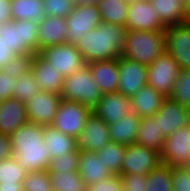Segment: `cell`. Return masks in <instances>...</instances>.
Segmentation results:
<instances>
[{
	"label": "cell",
	"instance_id": "1",
	"mask_svg": "<svg viewBox=\"0 0 190 191\" xmlns=\"http://www.w3.org/2000/svg\"><path fill=\"white\" fill-rule=\"evenodd\" d=\"M9 138L12 156L26 172L48 169L51 158L43 143V126L27 121Z\"/></svg>",
	"mask_w": 190,
	"mask_h": 191
},
{
	"label": "cell",
	"instance_id": "2",
	"mask_svg": "<svg viewBox=\"0 0 190 191\" xmlns=\"http://www.w3.org/2000/svg\"><path fill=\"white\" fill-rule=\"evenodd\" d=\"M125 26L101 21L75 44L86 63L120 57L126 37Z\"/></svg>",
	"mask_w": 190,
	"mask_h": 191
},
{
	"label": "cell",
	"instance_id": "3",
	"mask_svg": "<svg viewBox=\"0 0 190 191\" xmlns=\"http://www.w3.org/2000/svg\"><path fill=\"white\" fill-rule=\"evenodd\" d=\"M165 46V31L127 30L120 56L148 66L166 51Z\"/></svg>",
	"mask_w": 190,
	"mask_h": 191
},
{
	"label": "cell",
	"instance_id": "4",
	"mask_svg": "<svg viewBox=\"0 0 190 191\" xmlns=\"http://www.w3.org/2000/svg\"><path fill=\"white\" fill-rule=\"evenodd\" d=\"M38 23L12 20L0 24V38L15 55L38 53Z\"/></svg>",
	"mask_w": 190,
	"mask_h": 191
},
{
	"label": "cell",
	"instance_id": "5",
	"mask_svg": "<svg viewBox=\"0 0 190 191\" xmlns=\"http://www.w3.org/2000/svg\"><path fill=\"white\" fill-rule=\"evenodd\" d=\"M60 96L64 100L79 102L91 109L99 103L102 93L92 80L88 64L64 78Z\"/></svg>",
	"mask_w": 190,
	"mask_h": 191
},
{
	"label": "cell",
	"instance_id": "6",
	"mask_svg": "<svg viewBox=\"0 0 190 191\" xmlns=\"http://www.w3.org/2000/svg\"><path fill=\"white\" fill-rule=\"evenodd\" d=\"M180 72L175 59L167 51H164L147 66V85L166 98L170 97Z\"/></svg>",
	"mask_w": 190,
	"mask_h": 191
},
{
	"label": "cell",
	"instance_id": "7",
	"mask_svg": "<svg viewBox=\"0 0 190 191\" xmlns=\"http://www.w3.org/2000/svg\"><path fill=\"white\" fill-rule=\"evenodd\" d=\"M92 113V109L75 101L62 99L52 127L74 138L84 129L85 122Z\"/></svg>",
	"mask_w": 190,
	"mask_h": 191
},
{
	"label": "cell",
	"instance_id": "8",
	"mask_svg": "<svg viewBox=\"0 0 190 191\" xmlns=\"http://www.w3.org/2000/svg\"><path fill=\"white\" fill-rule=\"evenodd\" d=\"M38 53L64 78L87 64L76 46L71 43L48 46Z\"/></svg>",
	"mask_w": 190,
	"mask_h": 191
},
{
	"label": "cell",
	"instance_id": "9",
	"mask_svg": "<svg viewBox=\"0 0 190 191\" xmlns=\"http://www.w3.org/2000/svg\"><path fill=\"white\" fill-rule=\"evenodd\" d=\"M62 98L59 94L39 90L25 104L26 118L40 126H51Z\"/></svg>",
	"mask_w": 190,
	"mask_h": 191
},
{
	"label": "cell",
	"instance_id": "10",
	"mask_svg": "<svg viewBox=\"0 0 190 191\" xmlns=\"http://www.w3.org/2000/svg\"><path fill=\"white\" fill-rule=\"evenodd\" d=\"M69 32L66 34L67 43L75 45L87 32L101 22L100 12L96 5H75L65 18Z\"/></svg>",
	"mask_w": 190,
	"mask_h": 191
},
{
	"label": "cell",
	"instance_id": "11",
	"mask_svg": "<svg viewBox=\"0 0 190 191\" xmlns=\"http://www.w3.org/2000/svg\"><path fill=\"white\" fill-rule=\"evenodd\" d=\"M166 51L175 59L181 71L190 70V25H167L165 27Z\"/></svg>",
	"mask_w": 190,
	"mask_h": 191
},
{
	"label": "cell",
	"instance_id": "12",
	"mask_svg": "<svg viewBox=\"0 0 190 191\" xmlns=\"http://www.w3.org/2000/svg\"><path fill=\"white\" fill-rule=\"evenodd\" d=\"M161 162L160 153L139 144L127 145L120 174L147 175Z\"/></svg>",
	"mask_w": 190,
	"mask_h": 191
},
{
	"label": "cell",
	"instance_id": "13",
	"mask_svg": "<svg viewBox=\"0 0 190 191\" xmlns=\"http://www.w3.org/2000/svg\"><path fill=\"white\" fill-rule=\"evenodd\" d=\"M161 162L174 166H187L190 162V125L176 129L165 138L160 153Z\"/></svg>",
	"mask_w": 190,
	"mask_h": 191
},
{
	"label": "cell",
	"instance_id": "14",
	"mask_svg": "<svg viewBox=\"0 0 190 191\" xmlns=\"http://www.w3.org/2000/svg\"><path fill=\"white\" fill-rule=\"evenodd\" d=\"M108 124L93 112L85 122L84 129L75 138L76 150L97 152L111 141Z\"/></svg>",
	"mask_w": 190,
	"mask_h": 191
},
{
	"label": "cell",
	"instance_id": "15",
	"mask_svg": "<svg viewBox=\"0 0 190 191\" xmlns=\"http://www.w3.org/2000/svg\"><path fill=\"white\" fill-rule=\"evenodd\" d=\"M117 63L119 71L118 92L131 97L147 84V66L122 56L117 58Z\"/></svg>",
	"mask_w": 190,
	"mask_h": 191
},
{
	"label": "cell",
	"instance_id": "16",
	"mask_svg": "<svg viewBox=\"0 0 190 191\" xmlns=\"http://www.w3.org/2000/svg\"><path fill=\"white\" fill-rule=\"evenodd\" d=\"M125 27L127 30L165 31L166 26L148 0H136L128 5Z\"/></svg>",
	"mask_w": 190,
	"mask_h": 191
},
{
	"label": "cell",
	"instance_id": "17",
	"mask_svg": "<svg viewBox=\"0 0 190 191\" xmlns=\"http://www.w3.org/2000/svg\"><path fill=\"white\" fill-rule=\"evenodd\" d=\"M154 117L158 119L160 134L165 138L176 129L190 125V109L170 97L165 98Z\"/></svg>",
	"mask_w": 190,
	"mask_h": 191
},
{
	"label": "cell",
	"instance_id": "18",
	"mask_svg": "<svg viewBox=\"0 0 190 191\" xmlns=\"http://www.w3.org/2000/svg\"><path fill=\"white\" fill-rule=\"evenodd\" d=\"M92 112L109 125L132 112L130 97L124 96L118 91L102 94Z\"/></svg>",
	"mask_w": 190,
	"mask_h": 191
},
{
	"label": "cell",
	"instance_id": "19",
	"mask_svg": "<svg viewBox=\"0 0 190 191\" xmlns=\"http://www.w3.org/2000/svg\"><path fill=\"white\" fill-rule=\"evenodd\" d=\"M30 70L39 83L40 90L61 94L63 75L58 74V71L39 53L33 55Z\"/></svg>",
	"mask_w": 190,
	"mask_h": 191
},
{
	"label": "cell",
	"instance_id": "20",
	"mask_svg": "<svg viewBox=\"0 0 190 191\" xmlns=\"http://www.w3.org/2000/svg\"><path fill=\"white\" fill-rule=\"evenodd\" d=\"M87 64L92 73V80L102 94L118 91L119 71L117 58L92 61Z\"/></svg>",
	"mask_w": 190,
	"mask_h": 191
},
{
	"label": "cell",
	"instance_id": "21",
	"mask_svg": "<svg viewBox=\"0 0 190 191\" xmlns=\"http://www.w3.org/2000/svg\"><path fill=\"white\" fill-rule=\"evenodd\" d=\"M68 32L65 18L45 16L38 23V52L48 46L67 43Z\"/></svg>",
	"mask_w": 190,
	"mask_h": 191
},
{
	"label": "cell",
	"instance_id": "22",
	"mask_svg": "<svg viewBox=\"0 0 190 191\" xmlns=\"http://www.w3.org/2000/svg\"><path fill=\"white\" fill-rule=\"evenodd\" d=\"M27 121L25 104L14 98L0 101V133L10 136Z\"/></svg>",
	"mask_w": 190,
	"mask_h": 191
},
{
	"label": "cell",
	"instance_id": "23",
	"mask_svg": "<svg viewBox=\"0 0 190 191\" xmlns=\"http://www.w3.org/2000/svg\"><path fill=\"white\" fill-rule=\"evenodd\" d=\"M78 173L86 186L113 175L96 152L84 150L79 151Z\"/></svg>",
	"mask_w": 190,
	"mask_h": 191
},
{
	"label": "cell",
	"instance_id": "24",
	"mask_svg": "<svg viewBox=\"0 0 190 191\" xmlns=\"http://www.w3.org/2000/svg\"><path fill=\"white\" fill-rule=\"evenodd\" d=\"M165 96L147 84L130 97L132 111L142 117H153L162 106Z\"/></svg>",
	"mask_w": 190,
	"mask_h": 191
},
{
	"label": "cell",
	"instance_id": "25",
	"mask_svg": "<svg viewBox=\"0 0 190 191\" xmlns=\"http://www.w3.org/2000/svg\"><path fill=\"white\" fill-rule=\"evenodd\" d=\"M165 25L183 24L187 22L189 8L184 0H148Z\"/></svg>",
	"mask_w": 190,
	"mask_h": 191
},
{
	"label": "cell",
	"instance_id": "26",
	"mask_svg": "<svg viewBox=\"0 0 190 191\" xmlns=\"http://www.w3.org/2000/svg\"><path fill=\"white\" fill-rule=\"evenodd\" d=\"M141 117L133 111L123 116L120 120L109 124L111 141L124 145L134 144L137 138Z\"/></svg>",
	"mask_w": 190,
	"mask_h": 191
},
{
	"label": "cell",
	"instance_id": "27",
	"mask_svg": "<svg viewBox=\"0 0 190 191\" xmlns=\"http://www.w3.org/2000/svg\"><path fill=\"white\" fill-rule=\"evenodd\" d=\"M43 143L49 151L51 159L76 151L75 138L54 129L52 126L43 127Z\"/></svg>",
	"mask_w": 190,
	"mask_h": 191
},
{
	"label": "cell",
	"instance_id": "28",
	"mask_svg": "<svg viewBox=\"0 0 190 191\" xmlns=\"http://www.w3.org/2000/svg\"><path fill=\"white\" fill-rule=\"evenodd\" d=\"M165 137L160 134L158 119L156 117H142L135 144L151 148L161 153Z\"/></svg>",
	"mask_w": 190,
	"mask_h": 191
},
{
	"label": "cell",
	"instance_id": "29",
	"mask_svg": "<svg viewBox=\"0 0 190 191\" xmlns=\"http://www.w3.org/2000/svg\"><path fill=\"white\" fill-rule=\"evenodd\" d=\"M11 19L40 22L44 17L42 0H11Z\"/></svg>",
	"mask_w": 190,
	"mask_h": 191
},
{
	"label": "cell",
	"instance_id": "30",
	"mask_svg": "<svg viewBox=\"0 0 190 191\" xmlns=\"http://www.w3.org/2000/svg\"><path fill=\"white\" fill-rule=\"evenodd\" d=\"M98 10L101 21L125 26L128 14V4L123 0H99Z\"/></svg>",
	"mask_w": 190,
	"mask_h": 191
},
{
	"label": "cell",
	"instance_id": "31",
	"mask_svg": "<svg viewBox=\"0 0 190 191\" xmlns=\"http://www.w3.org/2000/svg\"><path fill=\"white\" fill-rule=\"evenodd\" d=\"M52 191H86V184L78 172H47Z\"/></svg>",
	"mask_w": 190,
	"mask_h": 191
},
{
	"label": "cell",
	"instance_id": "32",
	"mask_svg": "<svg viewBox=\"0 0 190 191\" xmlns=\"http://www.w3.org/2000/svg\"><path fill=\"white\" fill-rule=\"evenodd\" d=\"M125 148L124 144L110 141L96 153L113 174L120 175Z\"/></svg>",
	"mask_w": 190,
	"mask_h": 191
},
{
	"label": "cell",
	"instance_id": "33",
	"mask_svg": "<svg viewBox=\"0 0 190 191\" xmlns=\"http://www.w3.org/2000/svg\"><path fill=\"white\" fill-rule=\"evenodd\" d=\"M146 191H173L171 166L160 164L147 174Z\"/></svg>",
	"mask_w": 190,
	"mask_h": 191
},
{
	"label": "cell",
	"instance_id": "34",
	"mask_svg": "<svg viewBox=\"0 0 190 191\" xmlns=\"http://www.w3.org/2000/svg\"><path fill=\"white\" fill-rule=\"evenodd\" d=\"M15 84L12 98L19 100L23 104H26L40 90L39 83L35 80L31 70L16 79Z\"/></svg>",
	"mask_w": 190,
	"mask_h": 191
},
{
	"label": "cell",
	"instance_id": "35",
	"mask_svg": "<svg viewBox=\"0 0 190 191\" xmlns=\"http://www.w3.org/2000/svg\"><path fill=\"white\" fill-rule=\"evenodd\" d=\"M26 173L13 156L0 161V184L23 182Z\"/></svg>",
	"mask_w": 190,
	"mask_h": 191
},
{
	"label": "cell",
	"instance_id": "36",
	"mask_svg": "<svg viewBox=\"0 0 190 191\" xmlns=\"http://www.w3.org/2000/svg\"><path fill=\"white\" fill-rule=\"evenodd\" d=\"M170 98L190 109V70L180 72Z\"/></svg>",
	"mask_w": 190,
	"mask_h": 191
},
{
	"label": "cell",
	"instance_id": "37",
	"mask_svg": "<svg viewBox=\"0 0 190 191\" xmlns=\"http://www.w3.org/2000/svg\"><path fill=\"white\" fill-rule=\"evenodd\" d=\"M22 185L24 191H52L47 170L27 172Z\"/></svg>",
	"mask_w": 190,
	"mask_h": 191
},
{
	"label": "cell",
	"instance_id": "38",
	"mask_svg": "<svg viewBox=\"0 0 190 191\" xmlns=\"http://www.w3.org/2000/svg\"><path fill=\"white\" fill-rule=\"evenodd\" d=\"M79 151L68 155L58 156L50 160L47 172H78Z\"/></svg>",
	"mask_w": 190,
	"mask_h": 191
},
{
	"label": "cell",
	"instance_id": "39",
	"mask_svg": "<svg viewBox=\"0 0 190 191\" xmlns=\"http://www.w3.org/2000/svg\"><path fill=\"white\" fill-rule=\"evenodd\" d=\"M32 57V54L16 55L1 70L12 78L18 79L22 74L30 70Z\"/></svg>",
	"mask_w": 190,
	"mask_h": 191
},
{
	"label": "cell",
	"instance_id": "40",
	"mask_svg": "<svg viewBox=\"0 0 190 191\" xmlns=\"http://www.w3.org/2000/svg\"><path fill=\"white\" fill-rule=\"evenodd\" d=\"M45 16L66 18L75 4L72 0H42Z\"/></svg>",
	"mask_w": 190,
	"mask_h": 191
},
{
	"label": "cell",
	"instance_id": "41",
	"mask_svg": "<svg viewBox=\"0 0 190 191\" xmlns=\"http://www.w3.org/2000/svg\"><path fill=\"white\" fill-rule=\"evenodd\" d=\"M172 190L190 191V169L187 166L171 167Z\"/></svg>",
	"mask_w": 190,
	"mask_h": 191
},
{
	"label": "cell",
	"instance_id": "42",
	"mask_svg": "<svg viewBox=\"0 0 190 191\" xmlns=\"http://www.w3.org/2000/svg\"><path fill=\"white\" fill-rule=\"evenodd\" d=\"M123 191H146L147 175L120 174Z\"/></svg>",
	"mask_w": 190,
	"mask_h": 191
},
{
	"label": "cell",
	"instance_id": "43",
	"mask_svg": "<svg viewBox=\"0 0 190 191\" xmlns=\"http://www.w3.org/2000/svg\"><path fill=\"white\" fill-rule=\"evenodd\" d=\"M86 191H123L120 175L113 174L102 181L87 185Z\"/></svg>",
	"mask_w": 190,
	"mask_h": 191
},
{
	"label": "cell",
	"instance_id": "44",
	"mask_svg": "<svg viewBox=\"0 0 190 191\" xmlns=\"http://www.w3.org/2000/svg\"><path fill=\"white\" fill-rule=\"evenodd\" d=\"M16 79L0 69V101L12 98Z\"/></svg>",
	"mask_w": 190,
	"mask_h": 191
},
{
	"label": "cell",
	"instance_id": "45",
	"mask_svg": "<svg viewBox=\"0 0 190 191\" xmlns=\"http://www.w3.org/2000/svg\"><path fill=\"white\" fill-rule=\"evenodd\" d=\"M12 156L10 138L0 133V161Z\"/></svg>",
	"mask_w": 190,
	"mask_h": 191
},
{
	"label": "cell",
	"instance_id": "46",
	"mask_svg": "<svg viewBox=\"0 0 190 191\" xmlns=\"http://www.w3.org/2000/svg\"><path fill=\"white\" fill-rule=\"evenodd\" d=\"M16 55L8 48L2 38H0V69L10 62Z\"/></svg>",
	"mask_w": 190,
	"mask_h": 191
},
{
	"label": "cell",
	"instance_id": "47",
	"mask_svg": "<svg viewBox=\"0 0 190 191\" xmlns=\"http://www.w3.org/2000/svg\"><path fill=\"white\" fill-rule=\"evenodd\" d=\"M10 2L11 0H0V24L12 21Z\"/></svg>",
	"mask_w": 190,
	"mask_h": 191
},
{
	"label": "cell",
	"instance_id": "48",
	"mask_svg": "<svg viewBox=\"0 0 190 191\" xmlns=\"http://www.w3.org/2000/svg\"><path fill=\"white\" fill-rule=\"evenodd\" d=\"M23 182L0 184V191H24Z\"/></svg>",
	"mask_w": 190,
	"mask_h": 191
},
{
	"label": "cell",
	"instance_id": "49",
	"mask_svg": "<svg viewBox=\"0 0 190 191\" xmlns=\"http://www.w3.org/2000/svg\"><path fill=\"white\" fill-rule=\"evenodd\" d=\"M75 5H98L99 0H72Z\"/></svg>",
	"mask_w": 190,
	"mask_h": 191
},
{
	"label": "cell",
	"instance_id": "50",
	"mask_svg": "<svg viewBox=\"0 0 190 191\" xmlns=\"http://www.w3.org/2000/svg\"><path fill=\"white\" fill-rule=\"evenodd\" d=\"M123 1L127 2V4L129 5V4L134 3L136 0H123Z\"/></svg>",
	"mask_w": 190,
	"mask_h": 191
},
{
	"label": "cell",
	"instance_id": "51",
	"mask_svg": "<svg viewBox=\"0 0 190 191\" xmlns=\"http://www.w3.org/2000/svg\"><path fill=\"white\" fill-rule=\"evenodd\" d=\"M187 23L190 25V7H189V10H188V19H187Z\"/></svg>",
	"mask_w": 190,
	"mask_h": 191
},
{
	"label": "cell",
	"instance_id": "52",
	"mask_svg": "<svg viewBox=\"0 0 190 191\" xmlns=\"http://www.w3.org/2000/svg\"><path fill=\"white\" fill-rule=\"evenodd\" d=\"M185 1V4L187 5V7L189 8L190 7V0H184Z\"/></svg>",
	"mask_w": 190,
	"mask_h": 191
}]
</instances>
